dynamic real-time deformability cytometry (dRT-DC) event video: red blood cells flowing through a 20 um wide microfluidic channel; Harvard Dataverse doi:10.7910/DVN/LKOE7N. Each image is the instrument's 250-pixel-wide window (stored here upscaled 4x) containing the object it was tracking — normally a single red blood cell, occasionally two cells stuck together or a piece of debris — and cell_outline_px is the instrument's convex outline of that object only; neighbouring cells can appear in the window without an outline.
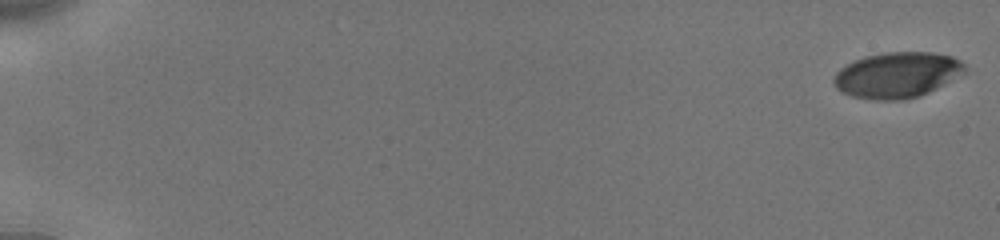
{"species": "human", "species_latin": "Homo sapiens", "temperature_condition": "cold", "stored_images_in_passage": 55, "camera_frame_rate_fps": 3000, "um_per_image_px": 0.085, "donor": {"sex": "male"}, "frame": {"image": 1, "passage_image": 1, "time_ms": 0.0, "image_size_px": [1000, 240], "cell_outline_px": [[964, 72], [936, 88], [920, 96], [900, 100], [872, 100], [852, 96], [840, 92], [836, 88], [832, 80], [832, 76], [840, 68], [864, 56], [884, 52], [932, 52], [952, 56], [960, 60], [964, 64]], "centroid_in_image_um": [76.2, 6.37], "position_along_channel_um": 8.8, "area_um2": 34.85}}
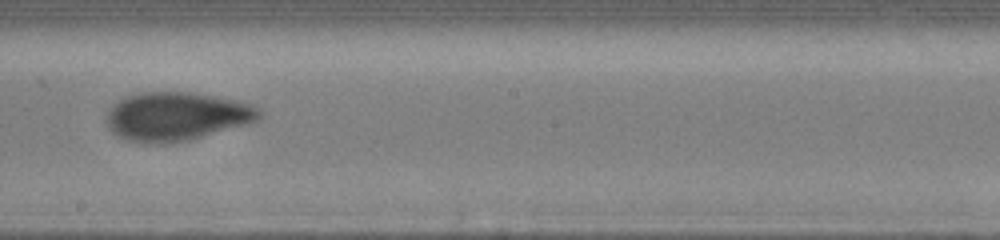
{"frame": {"image": 2, "passage_image": 34, "time_ms": 11.0, "image_size_px": [1000, 240], "cell_outline_px": [[264, 116], [260, 120], [248, 124], [188, 140], [164, 144], [144, 144], [128, 140], [116, 136], [108, 128], [104, 120], [112, 104], [124, 96], [140, 92], [188, 92], [240, 100], [252, 104], [260, 108]], "centroid_in_image_um": [15.0, 9.89], "position_along_channel_um": 233.2, "area_um2": 44.04}}
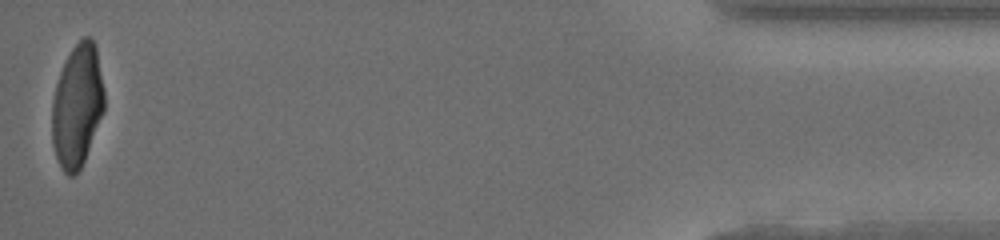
{"frame": {"image": 3, "passage_image": 55, "time_ms": 18.0, "image_size_px": [1000, 240], "cell_outline_px": [[104, 112], [84, 160], [80, 168], [72, 176], [68, 176], [60, 168], [52, 144], [52, 100], [56, 84], [64, 60], [72, 48], [84, 36], [88, 36], [92, 40], [96, 48], [104, 92]], "centroid_in_image_um": [6.55, 9.0], "position_along_channel_um": 428.7, "area_um2": 37.34}, "authors_computed_cell_mechanics": {"area_um2": 39.5352, "velocity_mm_per_s": 3.8641, "shape_relaxation_time_tau1_ms": 3.1779, "shape_relaxation_time_tau2_ms": 1.1406, "deformation_change_tau1": 0.1507, "deformation_change_tau2": 0.0621}}